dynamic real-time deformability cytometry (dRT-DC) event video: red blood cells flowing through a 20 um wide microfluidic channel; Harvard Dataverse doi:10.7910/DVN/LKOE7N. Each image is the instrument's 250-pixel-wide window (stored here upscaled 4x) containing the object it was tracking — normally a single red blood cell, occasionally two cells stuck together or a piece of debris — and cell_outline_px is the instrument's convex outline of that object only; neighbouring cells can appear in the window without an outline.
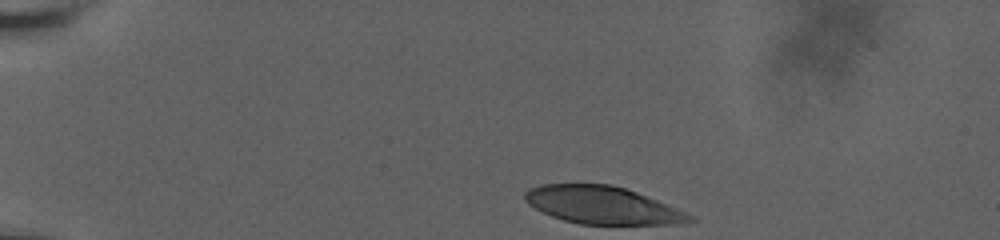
{"species": "human", "species_latin": "Homo sapiens", "temperature_condition": "room temperature", "stored_images_in_passage": 19, "camera_frame_rate_fps": 3000, "um_per_image_px": 0.085, "donor": {"sex": "male"}, "frame": {"image": 1, "passage_image": 1, "time_ms": 0.0, "image_size_px": [1000, 240], "cell_outline_px": [[696, 220], [680, 224], [580, 224], [564, 220], [552, 216], [528, 204], [524, 200], [524, 192], [528, 188], [540, 184], [612, 184], [636, 192], [696, 216]], "centroid_in_image_um": [51.2, 17.44], "position_along_channel_um": 33.8, "area_um2": 35.95}}
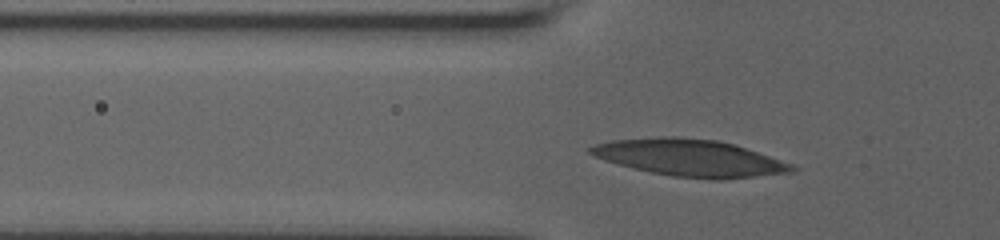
{"frame": {"image": 2, "passage_image": 14, "time_ms": 3.0, "image_size_px": [1000, 240], "cell_outline_px": [[796, 172], [720, 180], [716, 180], [676, 176], [652, 172], [632, 168], [604, 160], [588, 152], [588, 148], [596, 144], [612, 140], [660, 136], [676, 136], [716, 140], [732, 144], [792, 164], [796, 168]], "centroid_in_image_um": [58.62, 13.41], "position_along_channel_um": 67.2, "area_um2": 42.95}}
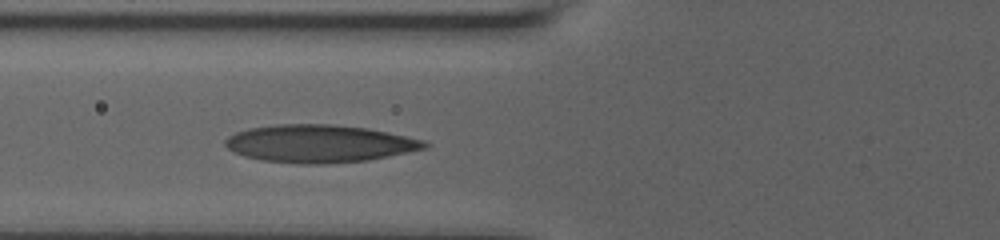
{"frame": {"image": 3, "passage_image": 18, "time_ms": 4.0, "image_size_px": [1000, 240], "cell_outline_px": [[432, 144], [428, 148], [368, 160], [328, 164], [296, 164], [260, 160], [244, 156], [228, 148], [224, 144], [224, 140], [228, 136], [236, 132], [248, 128], [276, 124], [332, 124], [368, 128], [388, 132], [424, 140]], "centroid_in_image_um": [27.16, 12.21], "position_along_channel_um": 98.6, "area_um2": 44.1}}